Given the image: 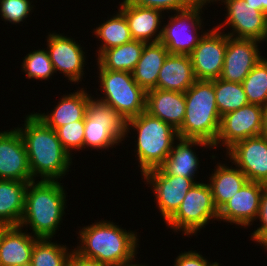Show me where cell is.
Here are the masks:
<instances>
[{"label": "cell", "mask_w": 267, "mask_h": 266, "mask_svg": "<svg viewBox=\"0 0 267 266\" xmlns=\"http://www.w3.org/2000/svg\"><path fill=\"white\" fill-rule=\"evenodd\" d=\"M186 112L177 130L181 139H202L214 144L219 133V114L213 80H196L184 93Z\"/></svg>", "instance_id": "5b68a950"}, {"label": "cell", "mask_w": 267, "mask_h": 266, "mask_svg": "<svg viewBox=\"0 0 267 266\" xmlns=\"http://www.w3.org/2000/svg\"><path fill=\"white\" fill-rule=\"evenodd\" d=\"M261 42L254 39L235 38L227 35V47L220 79L242 83L250 71L265 56L261 55ZM259 46V47H258Z\"/></svg>", "instance_id": "e0dca14e"}, {"label": "cell", "mask_w": 267, "mask_h": 266, "mask_svg": "<svg viewBox=\"0 0 267 266\" xmlns=\"http://www.w3.org/2000/svg\"><path fill=\"white\" fill-rule=\"evenodd\" d=\"M32 0H0V17L6 24H22L30 13L34 11L35 5Z\"/></svg>", "instance_id": "836d02e7"}, {"label": "cell", "mask_w": 267, "mask_h": 266, "mask_svg": "<svg viewBox=\"0 0 267 266\" xmlns=\"http://www.w3.org/2000/svg\"><path fill=\"white\" fill-rule=\"evenodd\" d=\"M250 104L267 108V58L263 57L242 82Z\"/></svg>", "instance_id": "1f68e13d"}, {"label": "cell", "mask_w": 267, "mask_h": 266, "mask_svg": "<svg viewBox=\"0 0 267 266\" xmlns=\"http://www.w3.org/2000/svg\"><path fill=\"white\" fill-rule=\"evenodd\" d=\"M209 4L210 0H199L191 7L169 14V20L163 23L160 42L170 54L190 55L193 52L208 30L203 31V25H206L203 10Z\"/></svg>", "instance_id": "ba28073f"}, {"label": "cell", "mask_w": 267, "mask_h": 266, "mask_svg": "<svg viewBox=\"0 0 267 266\" xmlns=\"http://www.w3.org/2000/svg\"><path fill=\"white\" fill-rule=\"evenodd\" d=\"M174 261V266H211L214 263L197 250L181 251Z\"/></svg>", "instance_id": "8d00e7d4"}, {"label": "cell", "mask_w": 267, "mask_h": 266, "mask_svg": "<svg viewBox=\"0 0 267 266\" xmlns=\"http://www.w3.org/2000/svg\"><path fill=\"white\" fill-rule=\"evenodd\" d=\"M222 264L219 265V262H214L211 266H221Z\"/></svg>", "instance_id": "f6af8a7d"}, {"label": "cell", "mask_w": 267, "mask_h": 266, "mask_svg": "<svg viewBox=\"0 0 267 266\" xmlns=\"http://www.w3.org/2000/svg\"><path fill=\"white\" fill-rule=\"evenodd\" d=\"M30 181L0 180V224L19 226Z\"/></svg>", "instance_id": "4316f807"}, {"label": "cell", "mask_w": 267, "mask_h": 266, "mask_svg": "<svg viewBox=\"0 0 267 266\" xmlns=\"http://www.w3.org/2000/svg\"><path fill=\"white\" fill-rule=\"evenodd\" d=\"M224 155L248 181L267 185V138L262 134L236 142Z\"/></svg>", "instance_id": "9a60e30c"}, {"label": "cell", "mask_w": 267, "mask_h": 266, "mask_svg": "<svg viewBox=\"0 0 267 266\" xmlns=\"http://www.w3.org/2000/svg\"><path fill=\"white\" fill-rule=\"evenodd\" d=\"M255 7V9L264 12L267 15V0H245Z\"/></svg>", "instance_id": "ab89813d"}, {"label": "cell", "mask_w": 267, "mask_h": 266, "mask_svg": "<svg viewBox=\"0 0 267 266\" xmlns=\"http://www.w3.org/2000/svg\"><path fill=\"white\" fill-rule=\"evenodd\" d=\"M267 185L247 181L235 195L218 210V221L233 223L248 229L254 225L258 213L262 192Z\"/></svg>", "instance_id": "2e32d148"}, {"label": "cell", "mask_w": 267, "mask_h": 266, "mask_svg": "<svg viewBox=\"0 0 267 266\" xmlns=\"http://www.w3.org/2000/svg\"><path fill=\"white\" fill-rule=\"evenodd\" d=\"M20 66L30 80L48 81L55 73L49 54L44 48L30 51L23 58Z\"/></svg>", "instance_id": "d6a6232c"}, {"label": "cell", "mask_w": 267, "mask_h": 266, "mask_svg": "<svg viewBox=\"0 0 267 266\" xmlns=\"http://www.w3.org/2000/svg\"><path fill=\"white\" fill-rule=\"evenodd\" d=\"M134 131L136 139L133 141L135 157L141 176L152 169L159 168L169 156L174 143L179 139L177 130L161 119L143 112L126 122V137Z\"/></svg>", "instance_id": "277c9868"}, {"label": "cell", "mask_w": 267, "mask_h": 266, "mask_svg": "<svg viewBox=\"0 0 267 266\" xmlns=\"http://www.w3.org/2000/svg\"><path fill=\"white\" fill-rule=\"evenodd\" d=\"M259 220L260 226L258 225L257 229H255L250 235V239L252 242H258L266 233H267V186L262 192L259 213L256 219Z\"/></svg>", "instance_id": "74e56055"}, {"label": "cell", "mask_w": 267, "mask_h": 266, "mask_svg": "<svg viewBox=\"0 0 267 266\" xmlns=\"http://www.w3.org/2000/svg\"><path fill=\"white\" fill-rule=\"evenodd\" d=\"M122 1L117 4V8L125 15L132 39L144 43L159 42L162 36V22H166L165 13Z\"/></svg>", "instance_id": "d6986e66"}, {"label": "cell", "mask_w": 267, "mask_h": 266, "mask_svg": "<svg viewBox=\"0 0 267 266\" xmlns=\"http://www.w3.org/2000/svg\"><path fill=\"white\" fill-rule=\"evenodd\" d=\"M136 258H134L133 260L129 261V262H126V263H123L121 264L120 266H147V264H143V263H138V262H135Z\"/></svg>", "instance_id": "60d3db41"}, {"label": "cell", "mask_w": 267, "mask_h": 266, "mask_svg": "<svg viewBox=\"0 0 267 266\" xmlns=\"http://www.w3.org/2000/svg\"><path fill=\"white\" fill-rule=\"evenodd\" d=\"M265 107L247 104L221 117L218 137L213 144L227 151L236 142L261 135L264 128ZM223 146V147H222Z\"/></svg>", "instance_id": "8fae6325"}, {"label": "cell", "mask_w": 267, "mask_h": 266, "mask_svg": "<svg viewBox=\"0 0 267 266\" xmlns=\"http://www.w3.org/2000/svg\"><path fill=\"white\" fill-rule=\"evenodd\" d=\"M126 120L112 106L98 100L93 95L84 117L83 150H108L124 141ZM90 148V149H89Z\"/></svg>", "instance_id": "52a82bcc"}, {"label": "cell", "mask_w": 267, "mask_h": 266, "mask_svg": "<svg viewBox=\"0 0 267 266\" xmlns=\"http://www.w3.org/2000/svg\"><path fill=\"white\" fill-rule=\"evenodd\" d=\"M195 81L190 55L169 54L159 71L156 89L185 93Z\"/></svg>", "instance_id": "cb8c5ba5"}, {"label": "cell", "mask_w": 267, "mask_h": 266, "mask_svg": "<svg viewBox=\"0 0 267 266\" xmlns=\"http://www.w3.org/2000/svg\"><path fill=\"white\" fill-rule=\"evenodd\" d=\"M217 162L207 180L215 207L219 210L248 181L245 174L233 164ZM228 165V166H227ZM235 167H234V166Z\"/></svg>", "instance_id": "d4e9b609"}, {"label": "cell", "mask_w": 267, "mask_h": 266, "mask_svg": "<svg viewBox=\"0 0 267 266\" xmlns=\"http://www.w3.org/2000/svg\"><path fill=\"white\" fill-rule=\"evenodd\" d=\"M200 181L189 189L176 213L165 223L167 229L177 234L182 231L190 238L198 236V232L210 221H218V209L214 205L211 188L202 179Z\"/></svg>", "instance_id": "9c48e42d"}, {"label": "cell", "mask_w": 267, "mask_h": 266, "mask_svg": "<svg viewBox=\"0 0 267 266\" xmlns=\"http://www.w3.org/2000/svg\"><path fill=\"white\" fill-rule=\"evenodd\" d=\"M142 180L154 193V202L164 223L176 213L189 189L199 182L189 177L164 174L159 168L145 172Z\"/></svg>", "instance_id": "7c38bea8"}, {"label": "cell", "mask_w": 267, "mask_h": 266, "mask_svg": "<svg viewBox=\"0 0 267 266\" xmlns=\"http://www.w3.org/2000/svg\"><path fill=\"white\" fill-rule=\"evenodd\" d=\"M144 45V42L132 39L120 46L104 50L97 57V63L103 69L132 73L140 59Z\"/></svg>", "instance_id": "83f0119b"}, {"label": "cell", "mask_w": 267, "mask_h": 266, "mask_svg": "<svg viewBox=\"0 0 267 266\" xmlns=\"http://www.w3.org/2000/svg\"><path fill=\"white\" fill-rule=\"evenodd\" d=\"M0 180H34L23 139L16 127L0 131Z\"/></svg>", "instance_id": "ac0fdd59"}, {"label": "cell", "mask_w": 267, "mask_h": 266, "mask_svg": "<svg viewBox=\"0 0 267 266\" xmlns=\"http://www.w3.org/2000/svg\"><path fill=\"white\" fill-rule=\"evenodd\" d=\"M63 184L58 180L30 181L19 226L31 229L29 233L37 238H55L67 208L68 193Z\"/></svg>", "instance_id": "3957f363"}, {"label": "cell", "mask_w": 267, "mask_h": 266, "mask_svg": "<svg viewBox=\"0 0 267 266\" xmlns=\"http://www.w3.org/2000/svg\"><path fill=\"white\" fill-rule=\"evenodd\" d=\"M169 54L160 41L145 43L140 59L132 74L137 84L146 92L156 89L159 71Z\"/></svg>", "instance_id": "484cf974"}, {"label": "cell", "mask_w": 267, "mask_h": 266, "mask_svg": "<svg viewBox=\"0 0 267 266\" xmlns=\"http://www.w3.org/2000/svg\"><path fill=\"white\" fill-rule=\"evenodd\" d=\"M96 66L100 83V89L95 88L100 91L96 99L112 106L126 121L145 112L147 92L137 84L131 72L103 69L98 63Z\"/></svg>", "instance_id": "8992f818"}, {"label": "cell", "mask_w": 267, "mask_h": 266, "mask_svg": "<svg viewBox=\"0 0 267 266\" xmlns=\"http://www.w3.org/2000/svg\"><path fill=\"white\" fill-rule=\"evenodd\" d=\"M224 4L226 18L215 25L217 29L224 31L228 36L235 38L254 39L261 43L267 42V15L255 9L254 6L245 0H210ZM225 28V29H224Z\"/></svg>", "instance_id": "30bf717a"}, {"label": "cell", "mask_w": 267, "mask_h": 266, "mask_svg": "<svg viewBox=\"0 0 267 266\" xmlns=\"http://www.w3.org/2000/svg\"><path fill=\"white\" fill-rule=\"evenodd\" d=\"M7 227H8V226H5V225L0 224V241H1V236H2V234H3V232H4V230H5Z\"/></svg>", "instance_id": "ee69618b"}, {"label": "cell", "mask_w": 267, "mask_h": 266, "mask_svg": "<svg viewBox=\"0 0 267 266\" xmlns=\"http://www.w3.org/2000/svg\"><path fill=\"white\" fill-rule=\"evenodd\" d=\"M96 39L100 41L98 50L96 49V58L104 51L125 44L132 40L130 29L125 15L118 9L116 14L108 16L96 28L92 29Z\"/></svg>", "instance_id": "f1b7e54d"}, {"label": "cell", "mask_w": 267, "mask_h": 266, "mask_svg": "<svg viewBox=\"0 0 267 266\" xmlns=\"http://www.w3.org/2000/svg\"><path fill=\"white\" fill-rule=\"evenodd\" d=\"M214 91L221 117L249 104L242 83L214 79Z\"/></svg>", "instance_id": "4dcf8cb0"}, {"label": "cell", "mask_w": 267, "mask_h": 266, "mask_svg": "<svg viewBox=\"0 0 267 266\" xmlns=\"http://www.w3.org/2000/svg\"><path fill=\"white\" fill-rule=\"evenodd\" d=\"M262 135L267 138V108L265 109V115H264V128Z\"/></svg>", "instance_id": "7bdbcfd3"}, {"label": "cell", "mask_w": 267, "mask_h": 266, "mask_svg": "<svg viewBox=\"0 0 267 266\" xmlns=\"http://www.w3.org/2000/svg\"><path fill=\"white\" fill-rule=\"evenodd\" d=\"M24 118L23 127L18 125L16 128L26 148L32 178L62 181L69 174L75 157L64 149L55 130L39 119L34 111Z\"/></svg>", "instance_id": "6da1fadb"}, {"label": "cell", "mask_w": 267, "mask_h": 266, "mask_svg": "<svg viewBox=\"0 0 267 266\" xmlns=\"http://www.w3.org/2000/svg\"><path fill=\"white\" fill-rule=\"evenodd\" d=\"M52 240V238H38L35 241L31 254V266H69L73 249Z\"/></svg>", "instance_id": "f546056e"}, {"label": "cell", "mask_w": 267, "mask_h": 266, "mask_svg": "<svg viewBox=\"0 0 267 266\" xmlns=\"http://www.w3.org/2000/svg\"><path fill=\"white\" fill-rule=\"evenodd\" d=\"M113 220H100L79 227L78 243L73 249L80 255L95 259L109 266H120L137 258L138 232L126 230Z\"/></svg>", "instance_id": "7a4b0ae2"}, {"label": "cell", "mask_w": 267, "mask_h": 266, "mask_svg": "<svg viewBox=\"0 0 267 266\" xmlns=\"http://www.w3.org/2000/svg\"><path fill=\"white\" fill-rule=\"evenodd\" d=\"M203 150H213V145L202 139H181L179 138L173 145L169 156L159 169L167 175H177L197 179L200 169V160L195 151L196 147ZM193 147V148H192Z\"/></svg>", "instance_id": "ffe728a7"}, {"label": "cell", "mask_w": 267, "mask_h": 266, "mask_svg": "<svg viewBox=\"0 0 267 266\" xmlns=\"http://www.w3.org/2000/svg\"><path fill=\"white\" fill-rule=\"evenodd\" d=\"M127 3L137 5L139 7L153 8L166 13L180 11L193 6L199 0H125ZM165 11V12H164Z\"/></svg>", "instance_id": "d590c367"}, {"label": "cell", "mask_w": 267, "mask_h": 266, "mask_svg": "<svg viewBox=\"0 0 267 266\" xmlns=\"http://www.w3.org/2000/svg\"><path fill=\"white\" fill-rule=\"evenodd\" d=\"M256 244H259L261 248L263 247L267 251V233Z\"/></svg>", "instance_id": "b9f144b4"}, {"label": "cell", "mask_w": 267, "mask_h": 266, "mask_svg": "<svg viewBox=\"0 0 267 266\" xmlns=\"http://www.w3.org/2000/svg\"><path fill=\"white\" fill-rule=\"evenodd\" d=\"M76 89L69 94L67 92V95L63 94L59 99L60 101L54 105L55 107L50 109L51 112H34V114L53 130L74 121L84 120L92 93L89 94L86 87V90L83 87Z\"/></svg>", "instance_id": "44dd1931"}, {"label": "cell", "mask_w": 267, "mask_h": 266, "mask_svg": "<svg viewBox=\"0 0 267 266\" xmlns=\"http://www.w3.org/2000/svg\"><path fill=\"white\" fill-rule=\"evenodd\" d=\"M227 47V34L215 26L206 31L190 54L196 80H213L221 76Z\"/></svg>", "instance_id": "5bb4252c"}, {"label": "cell", "mask_w": 267, "mask_h": 266, "mask_svg": "<svg viewBox=\"0 0 267 266\" xmlns=\"http://www.w3.org/2000/svg\"><path fill=\"white\" fill-rule=\"evenodd\" d=\"M45 41H47L45 43L46 50L55 74L57 71L63 73L64 78L66 77L72 84L77 83L76 85H78L80 81L82 82L85 75L84 67L87 65L86 58H88L85 47L75 41L72 36L68 37L60 32L59 34L58 32H49Z\"/></svg>", "instance_id": "4fadbf2b"}, {"label": "cell", "mask_w": 267, "mask_h": 266, "mask_svg": "<svg viewBox=\"0 0 267 266\" xmlns=\"http://www.w3.org/2000/svg\"><path fill=\"white\" fill-rule=\"evenodd\" d=\"M69 266H109V265L99 262L95 259L84 257L73 249L71 251V256L69 258Z\"/></svg>", "instance_id": "f35d334b"}, {"label": "cell", "mask_w": 267, "mask_h": 266, "mask_svg": "<svg viewBox=\"0 0 267 266\" xmlns=\"http://www.w3.org/2000/svg\"><path fill=\"white\" fill-rule=\"evenodd\" d=\"M23 229V230H22ZM20 226H8L0 241V266H23L31 263V254L38 239Z\"/></svg>", "instance_id": "603a6c76"}, {"label": "cell", "mask_w": 267, "mask_h": 266, "mask_svg": "<svg viewBox=\"0 0 267 266\" xmlns=\"http://www.w3.org/2000/svg\"><path fill=\"white\" fill-rule=\"evenodd\" d=\"M64 149L73 157L72 152L83 150L84 120L74 121L55 129ZM74 150V151H73Z\"/></svg>", "instance_id": "e575fe53"}, {"label": "cell", "mask_w": 267, "mask_h": 266, "mask_svg": "<svg viewBox=\"0 0 267 266\" xmlns=\"http://www.w3.org/2000/svg\"><path fill=\"white\" fill-rule=\"evenodd\" d=\"M145 112L178 130L184 121L186 112L185 95L176 91L149 90L146 93Z\"/></svg>", "instance_id": "7402d4cb"}]
</instances>
